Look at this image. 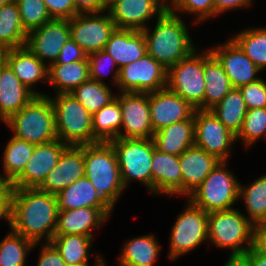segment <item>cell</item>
I'll use <instances>...</instances> for the list:
<instances>
[{
  "mask_svg": "<svg viewBox=\"0 0 266 266\" xmlns=\"http://www.w3.org/2000/svg\"><path fill=\"white\" fill-rule=\"evenodd\" d=\"M168 0H110L107 6L118 29H146L145 23L153 16L160 17L167 9Z\"/></svg>",
  "mask_w": 266,
  "mask_h": 266,
  "instance_id": "14",
  "label": "cell"
},
{
  "mask_svg": "<svg viewBox=\"0 0 266 266\" xmlns=\"http://www.w3.org/2000/svg\"><path fill=\"white\" fill-rule=\"evenodd\" d=\"M85 176L112 207L125 190L113 146L109 142L84 145Z\"/></svg>",
  "mask_w": 266,
  "mask_h": 266,
  "instance_id": "3",
  "label": "cell"
},
{
  "mask_svg": "<svg viewBox=\"0 0 266 266\" xmlns=\"http://www.w3.org/2000/svg\"><path fill=\"white\" fill-rule=\"evenodd\" d=\"M209 50L222 65L233 88H240L260 79L256 74L261 72V70L246 56L233 39Z\"/></svg>",
  "mask_w": 266,
  "mask_h": 266,
  "instance_id": "19",
  "label": "cell"
},
{
  "mask_svg": "<svg viewBox=\"0 0 266 266\" xmlns=\"http://www.w3.org/2000/svg\"><path fill=\"white\" fill-rule=\"evenodd\" d=\"M97 257H96V263L97 264H95L96 266H106V263H105V261H104V259H102V256L101 255H96ZM101 256V257H100Z\"/></svg>",
  "mask_w": 266,
  "mask_h": 266,
  "instance_id": "56",
  "label": "cell"
},
{
  "mask_svg": "<svg viewBox=\"0 0 266 266\" xmlns=\"http://www.w3.org/2000/svg\"><path fill=\"white\" fill-rule=\"evenodd\" d=\"M88 55L71 38L65 43L60 51L59 57L55 63H71L85 60Z\"/></svg>",
  "mask_w": 266,
  "mask_h": 266,
  "instance_id": "47",
  "label": "cell"
},
{
  "mask_svg": "<svg viewBox=\"0 0 266 266\" xmlns=\"http://www.w3.org/2000/svg\"><path fill=\"white\" fill-rule=\"evenodd\" d=\"M84 176V145H69L38 189L57 195L62 189Z\"/></svg>",
  "mask_w": 266,
  "mask_h": 266,
  "instance_id": "20",
  "label": "cell"
},
{
  "mask_svg": "<svg viewBox=\"0 0 266 266\" xmlns=\"http://www.w3.org/2000/svg\"><path fill=\"white\" fill-rule=\"evenodd\" d=\"M14 0H0V7L13 2Z\"/></svg>",
  "mask_w": 266,
  "mask_h": 266,
  "instance_id": "57",
  "label": "cell"
},
{
  "mask_svg": "<svg viewBox=\"0 0 266 266\" xmlns=\"http://www.w3.org/2000/svg\"><path fill=\"white\" fill-rule=\"evenodd\" d=\"M5 123L14 132V137L34 145L58 139L54 109L47 95L34 96L26 106Z\"/></svg>",
  "mask_w": 266,
  "mask_h": 266,
  "instance_id": "4",
  "label": "cell"
},
{
  "mask_svg": "<svg viewBox=\"0 0 266 266\" xmlns=\"http://www.w3.org/2000/svg\"><path fill=\"white\" fill-rule=\"evenodd\" d=\"M188 206L178 215L170 235L169 258L176 260L181 255L208 241V214L189 199Z\"/></svg>",
  "mask_w": 266,
  "mask_h": 266,
  "instance_id": "10",
  "label": "cell"
},
{
  "mask_svg": "<svg viewBox=\"0 0 266 266\" xmlns=\"http://www.w3.org/2000/svg\"><path fill=\"white\" fill-rule=\"evenodd\" d=\"M104 51L116 62L120 69L147 54L143 31L134 29H118L111 34Z\"/></svg>",
  "mask_w": 266,
  "mask_h": 266,
  "instance_id": "25",
  "label": "cell"
},
{
  "mask_svg": "<svg viewBox=\"0 0 266 266\" xmlns=\"http://www.w3.org/2000/svg\"><path fill=\"white\" fill-rule=\"evenodd\" d=\"M194 132L196 146L221 161L228 160L230 145L237 141L236 135L229 131L211 110H195Z\"/></svg>",
  "mask_w": 266,
  "mask_h": 266,
  "instance_id": "12",
  "label": "cell"
},
{
  "mask_svg": "<svg viewBox=\"0 0 266 266\" xmlns=\"http://www.w3.org/2000/svg\"><path fill=\"white\" fill-rule=\"evenodd\" d=\"M166 84L167 69L148 53L119 69L117 88L121 92L151 93L165 88Z\"/></svg>",
  "mask_w": 266,
  "mask_h": 266,
  "instance_id": "11",
  "label": "cell"
},
{
  "mask_svg": "<svg viewBox=\"0 0 266 266\" xmlns=\"http://www.w3.org/2000/svg\"><path fill=\"white\" fill-rule=\"evenodd\" d=\"M69 20L51 19L27 34L25 46L47 66L55 63L65 43L70 39Z\"/></svg>",
  "mask_w": 266,
  "mask_h": 266,
  "instance_id": "16",
  "label": "cell"
},
{
  "mask_svg": "<svg viewBox=\"0 0 266 266\" xmlns=\"http://www.w3.org/2000/svg\"><path fill=\"white\" fill-rule=\"evenodd\" d=\"M91 114L113 101L116 96L106 83L89 79L70 92Z\"/></svg>",
  "mask_w": 266,
  "mask_h": 266,
  "instance_id": "38",
  "label": "cell"
},
{
  "mask_svg": "<svg viewBox=\"0 0 266 266\" xmlns=\"http://www.w3.org/2000/svg\"><path fill=\"white\" fill-rule=\"evenodd\" d=\"M153 141L159 151L180 156L187 148L194 145V116L156 131Z\"/></svg>",
  "mask_w": 266,
  "mask_h": 266,
  "instance_id": "27",
  "label": "cell"
},
{
  "mask_svg": "<svg viewBox=\"0 0 266 266\" xmlns=\"http://www.w3.org/2000/svg\"><path fill=\"white\" fill-rule=\"evenodd\" d=\"M54 109L58 140L80 146L99 141L93 135L92 114L71 93L49 97Z\"/></svg>",
  "mask_w": 266,
  "mask_h": 266,
  "instance_id": "5",
  "label": "cell"
},
{
  "mask_svg": "<svg viewBox=\"0 0 266 266\" xmlns=\"http://www.w3.org/2000/svg\"><path fill=\"white\" fill-rule=\"evenodd\" d=\"M254 224L237 209L208 214V241L231 249V256H244L252 247ZM245 242L246 246L242 244Z\"/></svg>",
  "mask_w": 266,
  "mask_h": 266,
  "instance_id": "6",
  "label": "cell"
},
{
  "mask_svg": "<svg viewBox=\"0 0 266 266\" xmlns=\"http://www.w3.org/2000/svg\"><path fill=\"white\" fill-rule=\"evenodd\" d=\"M156 19L153 32L148 27L142 30L146 49L150 56L168 70L196 49L184 21L176 12L167 9Z\"/></svg>",
  "mask_w": 266,
  "mask_h": 266,
  "instance_id": "2",
  "label": "cell"
},
{
  "mask_svg": "<svg viewBox=\"0 0 266 266\" xmlns=\"http://www.w3.org/2000/svg\"><path fill=\"white\" fill-rule=\"evenodd\" d=\"M195 50L167 70L166 87L189 102L195 109L204 110L205 82L203 53Z\"/></svg>",
  "mask_w": 266,
  "mask_h": 266,
  "instance_id": "9",
  "label": "cell"
},
{
  "mask_svg": "<svg viewBox=\"0 0 266 266\" xmlns=\"http://www.w3.org/2000/svg\"><path fill=\"white\" fill-rule=\"evenodd\" d=\"M27 40L15 1L0 7V52L24 47Z\"/></svg>",
  "mask_w": 266,
  "mask_h": 266,
  "instance_id": "31",
  "label": "cell"
},
{
  "mask_svg": "<svg viewBox=\"0 0 266 266\" xmlns=\"http://www.w3.org/2000/svg\"><path fill=\"white\" fill-rule=\"evenodd\" d=\"M100 14V15H99ZM70 37L89 55L104 50L116 26L109 13L77 14L69 20Z\"/></svg>",
  "mask_w": 266,
  "mask_h": 266,
  "instance_id": "13",
  "label": "cell"
},
{
  "mask_svg": "<svg viewBox=\"0 0 266 266\" xmlns=\"http://www.w3.org/2000/svg\"><path fill=\"white\" fill-rule=\"evenodd\" d=\"M227 161H220L188 199L205 212L230 210L239 199L238 180L226 169Z\"/></svg>",
  "mask_w": 266,
  "mask_h": 266,
  "instance_id": "7",
  "label": "cell"
},
{
  "mask_svg": "<svg viewBox=\"0 0 266 266\" xmlns=\"http://www.w3.org/2000/svg\"><path fill=\"white\" fill-rule=\"evenodd\" d=\"M90 79L88 57L71 63H53L48 66V82L57 93H70Z\"/></svg>",
  "mask_w": 266,
  "mask_h": 266,
  "instance_id": "30",
  "label": "cell"
},
{
  "mask_svg": "<svg viewBox=\"0 0 266 266\" xmlns=\"http://www.w3.org/2000/svg\"><path fill=\"white\" fill-rule=\"evenodd\" d=\"M34 96L6 64L0 76V120L7 121L26 106Z\"/></svg>",
  "mask_w": 266,
  "mask_h": 266,
  "instance_id": "26",
  "label": "cell"
},
{
  "mask_svg": "<svg viewBox=\"0 0 266 266\" xmlns=\"http://www.w3.org/2000/svg\"><path fill=\"white\" fill-rule=\"evenodd\" d=\"M78 14L104 13L107 11V0H73Z\"/></svg>",
  "mask_w": 266,
  "mask_h": 266,
  "instance_id": "49",
  "label": "cell"
},
{
  "mask_svg": "<svg viewBox=\"0 0 266 266\" xmlns=\"http://www.w3.org/2000/svg\"><path fill=\"white\" fill-rule=\"evenodd\" d=\"M6 64L12 69L17 78L35 95L45 94L33 91V85L41 80L48 81V66L35 56L26 46L2 51ZM36 83V84H35Z\"/></svg>",
  "mask_w": 266,
  "mask_h": 266,
  "instance_id": "23",
  "label": "cell"
},
{
  "mask_svg": "<svg viewBox=\"0 0 266 266\" xmlns=\"http://www.w3.org/2000/svg\"><path fill=\"white\" fill-rule=\"evenodd\" d=\"M247 109L266 108V81L258 79L238 88Z\"/></svg>",
  "mask_w": 266,
  "mask_h": 266,
  "instance_id": "45",
  "label": "cell"
},
{
  "mask_svg": "<svg viewBox=\"0 0 266 266\" xmlns=\"http://www.w3.org/2000/svg\"><path fill=\"white\" fill-rule=\"evenodd\" d=\"M51 243L68 266H89L92 237L79 234L54 235Z\"/></svg>",
  "mask_w": 266,
  "mask_h": 266,
  "instance_id": "36",
  "label": "cell"
},
{
  "mask_svg": "<svg viewBox=\"0 0 266 266\" xmlns=\"http://www.w3.org/2000/svg\"><path fill=\"white\" fill-rule=\"evenodd\" d=\"M35 145L12 137L3 153L4 175L0 174V183L11 184L24 170L34 152Z\"/></svg>",
  "mask_w": 266,
  "mask_h": 266,
  "instance_id": "33",
  "label": "cell"
},
{
  "mask_svg": "<svg viewBox=\"0 0 266 266\" xmlns=\"http://www.w3.org/2000/svg\"><path fill=\"white\" fill-rule=\"evenodd\" d=\"M37 266H67L51 242L43 244Z\"/></svg>",
  "mask_w": 266,
  "mask_h": 266,
  "instance_id": "48",
  "label": "cell"
},
{
  "mask_svg": "<svg viewBox=\"0 0 266 266\" xmlns=\"http://www.w3.org/2000/svg\"><path fill=\"white\" fill-rule=\"evenodd\" d=\"M262 136L266 138V108L249 109L243 120V125L236 136L249 147Z\"/></svg>",
  "mask_w": 266,
  "mask_h": 266,
  "instance_id": "42",
  "label": "cell"
},
{
  "mask_svg": "<svg viewBox=\"0 0 266 266\" xmlns=\"http://www.w3.org/2000/svg\"><path fill=\"white\" fill-rule=\"evenodd\" d=\"M250 266H266V257L258 254L252 248L244 255Z\"/></svg>",
  "mask_w": 266,
  "mask_h": 266,
  "instance_id": "53",
  "label": "cell"
},
{
  "mask_svg": "<svg viewBox=\"0 0 266 266\" xmlns=\"http://www.w3.org/2000/svg\"><path fill=\"white\" fill-rule=\"evenodd\" d=\"M11 192L9 184L0 183V219L8 220L10 226Z\"/></svg>",
  "mask_w": 266,
  "mask_h": 266,
  "instance_id": "51",
  "label": "cell"
},
{
  "mask_svg": "<svg viewBox=\"0 0 266 266\" xmlns=\"http://www.w3.org/2000/svg\"><path fill=\"white\" fill-rule=\"evenodd\" d=\"M224 266H250L248 260L244 256H229Z\"/></svg>",
  "mask_w": 266,
  "mask_h": 266,
  "instance_id": "54",
  "label": "cell"
},
{
  "mask_svg": "<svg viewBox=\"0 0 266 266\" xmlns=\"http://www.w3.org/2000/svg\"><path fill=\"white\" fill-rule=\"evenodd\" d=\"M255 252L266 257V224H256L253 228L252 247Z\"/></svg>",
  "mask_w": 266,
  "mask_h": 266,
  "instance_id": "50",
  "label": "cell"
},
{
  "mask_svg": "<svg viewBox=\"0 0 266 266\" xmlns=\"http://www.w3.org/2000/svg\"><path fill=\"white\" fill-rule=\"evenodd\" d=\"M168 3L172 4H168V10L171 12L177 10L176 12L178 13L179 10L182 13L187 12L188 14L196 15L195 23H200L211 16H215L214 0H169Z\"/></svg>",
  "mask_w": 266,
  "mask_h": 266,
  "instance_id": "43",
  "label": "cell"
},
{
  "mask_svg": "<svg viewBox=\"0 0 266 266\" xmlns=\"http://www.w3.org/2000/svg\"><path fill=\"white\" fill-rule=\"evenodd\" d=\"M152 193L182 195V173L179 156L153 150L152 155Z\"/></svg>",
  "mask_w": 266,
  "mask_h": 266,
  "instance_id": "24",
  "label": "cell"
},
{
  "mask_svg": "<svg viewBox=\"0 0 266 266\" xmlns=\"http://www.w3.org/2000/svg\"><path fill=\"white\" fill-rule=\"evenodd\" d=\"M37 244L10 230L0 242V266H25L26 253Z\"/></svg>",
  "mask_w": 266,
  "mask_h": 266,
  "instance_id": "40",
  "label": "cell"
},
{
  "mask_svg": "<svg viewBox=\"0 0 266 266\" xmlns=\"http://www.w3.org/2000/svg\"><path fill=\"white\" fill-rule=\"evenodd\" d=\"M210 110L229 131L237 136L248 109L240 90L233 88Z\"/></svg>",
  "mask_w": 266,
  "mask_h": 266,
  "instance_id": "34",
  "label": "cell"
},
{
  "mask_svg": "<svg viewBox=\"0 0 266 266\" xmlns=\"http://www.w3.org/2000/svg\"><path fill=\"white\" fill-rule=\"evenodd\" d=\"M58 212L56 195L38 188H12L10 229L33 243L43 237L51 242Z\"/></svg>",
  "mask_w": 266,
  "mask_h": 266,
  "instance_id": "1",
  "label": "cell"
},
{
  "mask_svg": "<svg viewBox=\"0 0 266 266\" xmlns=\"http://www.w3.org/2000/svg\"><path fill=\"white\" fill-rule=\"evenodd\" d=\"M5 65H6V60H5L4 53L0 52V76H1L2 69Z\"/></svg>",
  "mask_w": 266,
  "mask_h": 266,
  "instance_id": "55",
  "label": "cell"
},
{
  "mask_svg": "<svg viewBox=\"0 0 266 266\" xmlns=\"http://www.w3.org/2000/svg\"><path fill=\"white\" fill-rule=\"evenodd\" d=\"M112 210V207H84L59 210L54 235L79 234L93 238V234L90 231L99 228L109 218Z\"/></svg>",
  "mask_w": 266,
  "mask_h": 266,
  "instance_id": "21",
  "label": "cell"
},
{
  "mask_svg": "<svg viewBox=\"0 0 266 266\" xmlns=\"http://www.w3.org/2000/svg\"><path fill=\"white\" fill-rule=\"evenodd\" d=\"M252 4V0H214L215 16L230 9L248 7Z\"/></svg>",
  "mask_w": 266,
  "mask_h": 266,
  "instance_id": "52",
  "label": "cell"
},
{
  "mask_svg": "<svg viewBox=\"0 0 266 266\" xmlns=\"http://www.w3.org/2000/svg\"><path fill=\"white\" fill-rule=\"evenodd\" d=\"M19 8L22 26L28 34L51 20L43 0H14Z\"/></svg>",
  "mask_w": 266,
  "mask_h": 266,
  "instance_id": "41",
  "label": "cell"
},
{
  "mask_svg": "<svg viewBox=\"0 0 266 266\" xmlns=\"http://www.w3.org/2000/svg\"><path fill=\"white\" fill-rule=\"evenodd\" d=\"M216 156L207 153L195 144L180 156L182 173V195L188 197L220 162Z\"/></svg>",
  "mask_w": 266,
  "mask_h": 266,
  "instance_id": "22",
  "label": "cell"
},
{
  "mask_svg": "<svg viewBox=\"0 0 266 266\" xmlns=\"http://www.w3.org/2000/svg\"><path fill=\"white\" fill-rule=\"evenodd\" d=\"M159 252V244L152 234L135 237L124 244L119 264L120 266H154Z\"/></svg>",
  "mask_w": 266,
  "mask_h": 266,
  "instance_id": "32",
  "label": "cell"
},
{
  "mask_svg": "<svg viewBox=\"0 0 266 266\" xmlns=\"http://www.w3.org/2000/svg\"><path fill=\"white\" fill-rule=\"evenodd\" d=\"M59 210H71L84 207H111L97 192L91 181L82 177L74 181L57 195Z\"/></svg>",
  "mask_w": 266,
  "mask_h": 266,
  "instance_id": "29",
  "label": "cell"
},
{
  "mask_svg": "<svg viewBox=\"0 0 266 266\" xmlns=\"http://www.w3.org/2000/svg\"><path fill=\"white\" fill-rule=\"evenodd\" d=\"M116 153L125 188L129 181L139 180L152 192L153 138H116L109 142Z\"/></svg>",
  "mask_w": 266,
  "mask_h": 266,
  "instance_id": "8",
  "label": "cell"
},
{
  "mask_svg": "<svg viewBox=\"0 0 266 266\" xmlns=\"http://www.w3.org/2000/svg\"><path fill=\"white\" fill-rule=\"evenodd\" d=\"M122 126V113L118 96L92 114L93 135L99 142H110L119 137Z\"/></svg>",
  "mask_w": 266,
  "mask_h": 266,
  "instance_id": "35",
  "label": "cell"
},
{
  "mask_svg": "<svg viewBox=\"0 0 266 266\" xmlns=\"http://www.w3.org/2000/svg\"><path fill=\"white\" fill-rule=\"evenodd\" d=\"M51 19L70 20L77 11L73 0H43Z\"/></svg>",
  "mask_w": 266,
  "mask_h": 266,
  "instance_id": "46",
  "label": "cell"
},
{
  "mask_svg": "<svg viewBox=\"0 0 266 266\" xmlns=\"http://www.w3.org/2000/svg\"><path fill=\"white\" fill-rule=\"evenodd\" d=\"M149 105L154 133L173 123L192 118L196 110L167 87L149 93Z\"/></svg>",
  "mask_w": 266,
  "mask_h": 266,
  "instance_id": "18",
  "label": "cell"
},
{
  "mask_svg": "<svg viewBox=\"0 0 266 266\" xmlns=\"http://www.w3.org/2000/svg\"><path fill=\"white\" fill-rule=\"evenodd\" d=\"M203 74L205 82L204 110H210L233 89V86L222 65L210 50L203 53Z\"/></svg>",
  "mask_w": 266,
  "mask_h": 266,
  "instance_id": "28",
  "label": "cell"
},
{
  "mask_svg": "<svg viewBox=\"0 0 266 266\" xmlns=\"http://www.w3.org/2000/svg\"><path fill=\"white\" fill-rule=\"evenodd\" d=\"M88 63H89L90 79L96 80L100 83H105L104 81H102L101 77L103 75L106 76L107 73L110 72L109 68L111 67L112 69H114V66H115L116 71L113 75V79H114L113 82L117 86L119 68L115 60L107 52H105L104 50H101V51L89 54ZM107 66L109 67L108 68L109 72H107L108 70H105Z\"/></svg>",
  "mask_w": 266,
  "mask_h": 266,
  "instance_id": "44",
  "label": "cell"
},
{
  "mask_svg": "<svg viewBox=\"0 0 266 266\" xmlns=\"http://www.w3.org/2000/svg\"><path fill=\"white\" fill-rule=\"evenodd\" d=\"M68 146L58 139L35 145L33 155L28 160L23 172L10 184V187L38 188Z\"/></svg>",
  "mask_w": 266,
  "mask_h": 266,
  "instance_id": "17",
  "label": "cell"
},
{
  "mask_svg": "<svg viewBox=\"0 0 266 266\" xmlns=\"http://www.w3.org/2000/svg\"><path fill=\"white\" fill-rule=\"evenodd\" d=\"M118 101L122 113V128L118 138H153L149 93L120 92Z\"/></svg>",
  "mask_w": 266,
  "mask_h": 266,
  "instance_id": "15",
  "label": "cell"
},
{
  "mask_svg": "<svg viewBox=\"0 0 266 266\" xmlns=\"http://www.w3.org/2000/svg\"><path fill=\"white\" fill-rule=\"evenodd\" d=\"M232 39L261 71L266 68V27L243 30Z\"/></svg>",
  "mask_w": 266,
  "mask_h": 266,
  "instance_id": "39",
  "label": "cell"
},
{
  "mask_svg": "<svg viewBox=\"0 0 266 266\" xmlns=\"http://www.w3.org/2000/svg\"><path fill=\"white\" fill-rule=\"evenodd\" d=\"M246 204L247 217L254 225L266 224V175L261 176L248 187L239 186V199ZM250 217V218H249Z\"/></svg>",
  "mask_w": 266,
  "mask_h": 266,
  "instance_id": "37",
  "label": "cell"
}]
</instances>
